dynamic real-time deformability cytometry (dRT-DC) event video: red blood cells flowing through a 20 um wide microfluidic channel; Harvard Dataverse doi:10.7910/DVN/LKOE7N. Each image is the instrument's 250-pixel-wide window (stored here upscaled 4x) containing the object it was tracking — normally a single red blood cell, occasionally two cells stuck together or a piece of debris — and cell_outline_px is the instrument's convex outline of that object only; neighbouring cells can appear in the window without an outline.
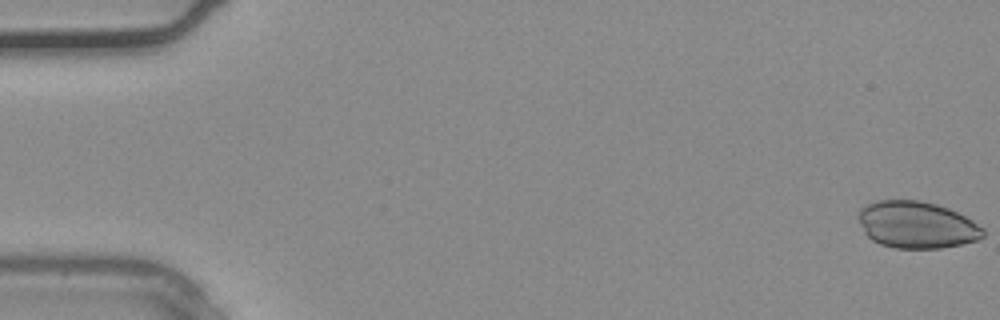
{"species": "common noctule bat (a hibernating species)", "species_latin": "Nyctalus noctula", "temperature_condition": "warm", "stored_images_in_passage": 37, "camera_frame_rate_fps": 3000, "um_per_image_px": 0.085, "animal": {"sex": "male", "body_mass_g": 20.4}, "frame": {"image": 1, "passage_image": 1, "time_ms": 0.0, "image_size_px": [1000, 320], "cell_outline_px": [[984, 236], [976, 240], [960, 244], [940, 248], [896, 248], [880, 244], [872, 240], [864, 232], [856, 216], [860, 208], [876, 200], [920, 200], [936, 204], [948, 208], [972, 220], [984, 228]], "centroid_in_image_um": [77.89, 19.1], "position_along_channel_um": 7.1, "area_um2": 34.1}}